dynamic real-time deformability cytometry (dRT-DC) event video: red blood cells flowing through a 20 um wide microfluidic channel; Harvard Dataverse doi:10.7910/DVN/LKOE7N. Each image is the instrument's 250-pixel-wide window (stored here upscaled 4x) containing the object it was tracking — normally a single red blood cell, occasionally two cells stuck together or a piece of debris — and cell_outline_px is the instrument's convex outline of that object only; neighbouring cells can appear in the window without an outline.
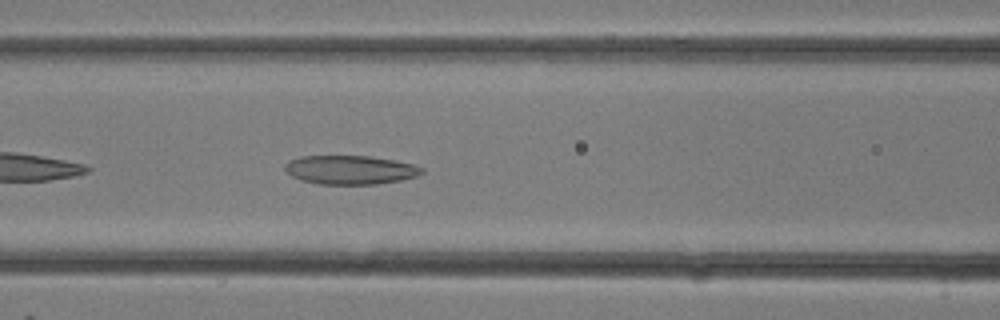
{"species": "common noctule bat (a hibernating species)", "species_latin": "Nyctalus noctula", "temperature_condition": "room temperature", "stored_images_in_passage": 8, "camera_frame_rate_fps": 3000, "um_per_image_px": 0.085, "animal": {"sex": "female"}, "frame": {"image": 1, "passage_image": 8, "time_ms": 2.333, "image_size_px": [1000, 320], "cell_outline_px": [[424, 172], [416, 176], [400, 180], [376, 184], [320, 184], [300, 180], [292, 176], [284, 168], [284, 164], [288, 160], [300, 156], [368, 156], [392, 160], [412, 164], [424, 168]], "centroid_in_image_um": [29.74, 14.43], "position_along_channel_um": 136.9, "area_um2": 22.95}}